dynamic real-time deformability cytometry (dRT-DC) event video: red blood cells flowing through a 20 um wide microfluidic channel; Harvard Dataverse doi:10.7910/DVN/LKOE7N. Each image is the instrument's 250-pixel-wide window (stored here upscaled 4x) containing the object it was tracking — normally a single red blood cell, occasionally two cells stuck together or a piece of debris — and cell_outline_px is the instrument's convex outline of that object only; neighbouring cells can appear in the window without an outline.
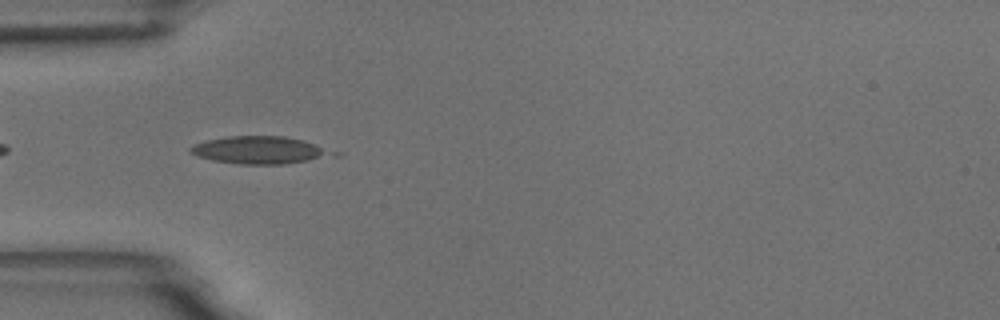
{"species": "common noctule bat (a hibernating species)", "species_latin": "Nyctalus noctula", "temperature_condition": "room temperature", "stored_images_in_passage": 18, "camera_frame_rate_fps": 3000, "um_per_image_px": 0.085, "animal": {"sex": "male", "body_mass_g": 18.8}, "frame": {"image": 1, "passage_image": 3, "time_ms": 0.667, "image_size_px": [1000, 320], "cell_outline_px": [[344, 156], [284, 164], [236, 164], [212, 160], [196, 156], [188, 152], [188, 148], [196, 144], [208, 140], [228, 136], [284, 136], [304, 140], [344, 152]], "centroid_in_image_um": [22.27, 12.77], "position_along_channel_um": 62.7, "area_um2": 23.64}}